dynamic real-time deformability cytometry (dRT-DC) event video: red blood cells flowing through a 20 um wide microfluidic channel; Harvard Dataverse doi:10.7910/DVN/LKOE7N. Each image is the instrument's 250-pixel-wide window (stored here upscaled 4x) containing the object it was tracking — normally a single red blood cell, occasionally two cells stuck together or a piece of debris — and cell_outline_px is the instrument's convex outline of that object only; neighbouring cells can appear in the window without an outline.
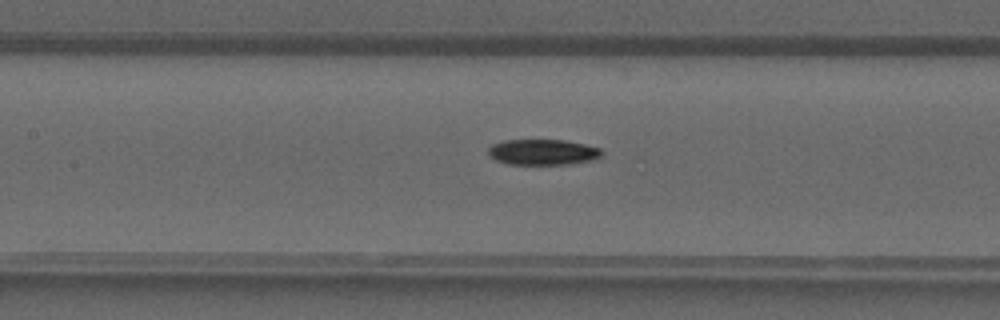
{"species": "common noctule bat (a hibernating species)", "species_latin": "Nyctalus noctula", "temperature_condition": "warm", "stored_images_in_passage": 31, "camera_frame_rate_fps": 3000, "um_per_image_px": 0.085, "animal": {"sex": "male", "forearm_length_mm": 52.5}, "frame": {"image": 1, "passage_image": 9, "time_ms": 2.667, "image_size_px": [1000, 320], "cell_outline_px": [[604, 156], [596, 160], [572, 164], [508, 164], [496, 160], [488, 156], [488, 148], [492, 144], [504, 140], [564, 140], [584, 144], [600, 148], [604, 152]], "centroid_in_image_um": [46.18, 12.93], "position_along_channel_um": 161.2, "area_um2": 17.28}}
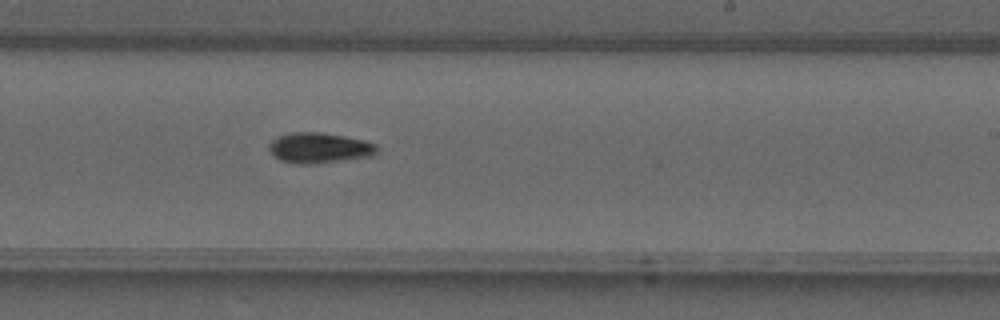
{"frame": {"image": 2, "passage_image": 15, "time_ms": 4.667, "image_size_px": [1000, 320], "cell_outline_px": [[376, 156], [312, 164], [300, 164], [280, 160], [272, 156], [268, 148], [268, 144], [276, 136], [292, 132], [320, 132], [344, 136], [364, 140], [376, 144]], "centroid_in_image_um": [27.11, 12.57], "position_along_channel_um": 261.9, "area_um2": 19.36}}
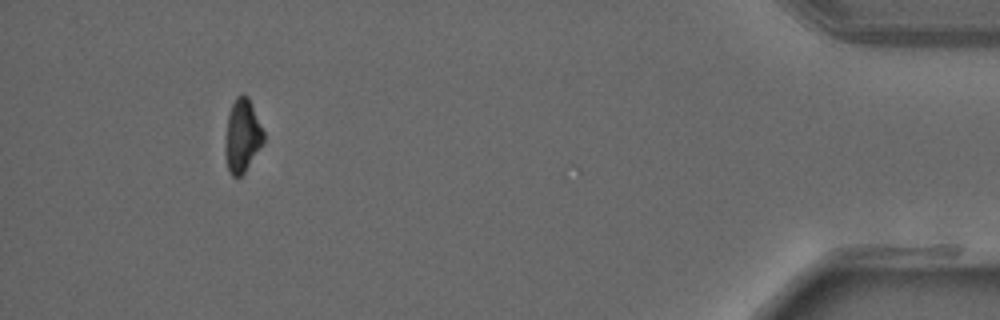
{"frame": {"image": 3, "passage_image": 28, "time_ms": 9.0, "image_size_px": [1000, 320], "cell_outline_px": [[264, 140], [244, 172], [240, 176], [232, 176], [228, 172], [224, 152], [224, 148], [228, 116], [232, 104], [236, 96], [248, 96], [264, 132]], "centroid_in_image_um": [20.57, 11.56], "position_along_channel_um": 414.6, "area_um2": 16.07}}